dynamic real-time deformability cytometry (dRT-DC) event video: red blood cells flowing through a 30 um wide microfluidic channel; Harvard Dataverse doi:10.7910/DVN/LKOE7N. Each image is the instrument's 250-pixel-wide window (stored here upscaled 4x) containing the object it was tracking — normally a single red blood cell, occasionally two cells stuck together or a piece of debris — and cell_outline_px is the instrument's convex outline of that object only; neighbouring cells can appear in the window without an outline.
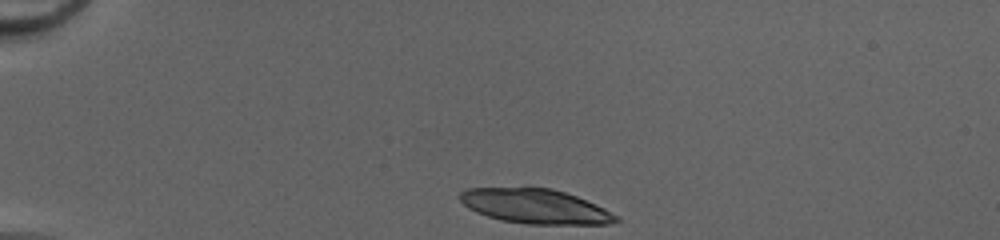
{"species": "common noctule bat (a hibernating species)", "species_latin": "Nyctalus noctula", "temperature_condition": "cold", "stored_images_in_passage": 39, "camera_frame_rate_fps": 3000, "um_per_image_px": 0.085, "animal": {"sex": "female", "body_mass_g": 20.0, "forearm_length_mm": 54.0}, "frame": {"image": 1, "passage_image": 1, "time_ms": 0.0, "image_size_px": [1000, 240], "cell_outline_px": [[620, 220], [608, 224], [528, 224], [500, 220], [476, 212], [468, 208], [456, 196], [460, 192], [468, 188], [552, 188], [576, 196], [604, 208], [616, 216]], "centroid_in_image_um": [45.45, 17.54], "position_along_channel_um": 39.5, "area_um2": 31.21}}